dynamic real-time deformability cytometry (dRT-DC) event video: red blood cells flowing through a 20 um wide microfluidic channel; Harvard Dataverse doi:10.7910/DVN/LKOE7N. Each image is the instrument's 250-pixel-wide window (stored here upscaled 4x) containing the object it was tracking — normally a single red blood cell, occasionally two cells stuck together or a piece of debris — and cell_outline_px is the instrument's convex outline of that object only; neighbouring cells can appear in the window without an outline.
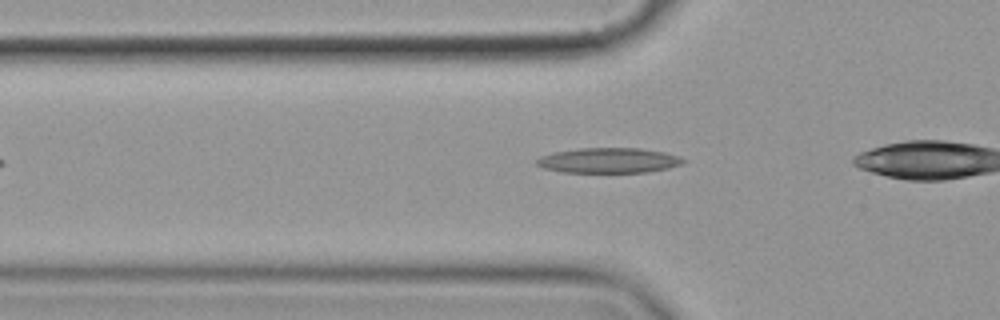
{"species": "common noctule bat (a hibernating species)", "species_latin": "Nyctalus noctula", "temperature_condition": "cold", "stored_images_in_passage": 30, "camera_frame_rate_fps": 3000, "um_per_image_px": 0.085, "animal": {"sex": "female", "body_mass_g": 19.9}, "frame": {"image": 1, "passage_image": 3, "time_ms": 0.667, "image_size_px": [1000, 320], "cell_outline_px": [[688, 160], [684, 164], [668, 168], [648, 172], [560, 172], [544, 168], [536, 164], [536, 160], [540, 156], [552, 152], [580, 148], [640, 148], [664, 152], [680, 156]], "centroid_in_image_um": [51.77, 13.63], "position_along_channel_um": 74.0, "area_um2": 21.68}}
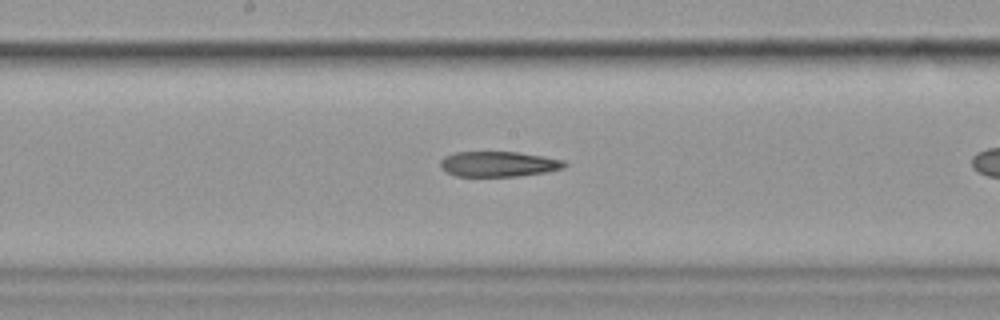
{"frame": {"image": 2, "passage_image": 14, "time_ms": 4.333, "image_size_px": [1000, 320], "cell_outline_px": [[568, 164], [564, 168], [548, 172], [516, 176], [456, 176], [444, 172], [440, 168], [440, 160], [444, 156], [456, 152], [520, 152], [544, 156], [564, 160]], "centroid_in_image_um": [42.37, 13.94], "position_along_channel_um": 205.8, "area_um2": 18.55}}
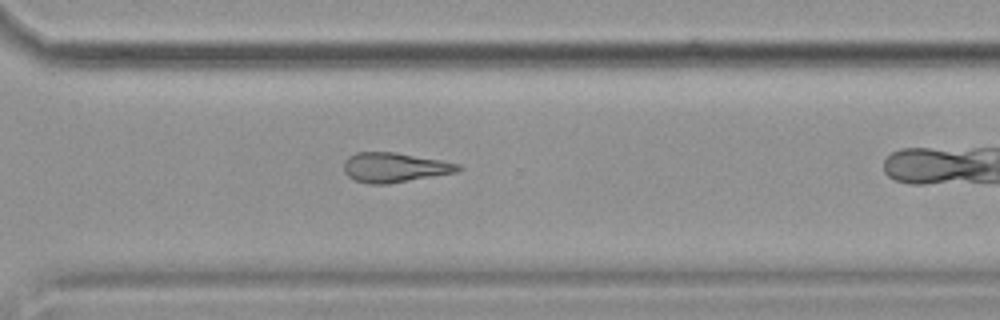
{"frame": {"image": 3, "passage_image": 25, "time_ms": 8.0, "image_size_px": [1000, 320], "cell_outline_px": [[464, 168], [456, 172], [388, 184], [368, 184], [352, 180], [344, 172], [344, 160], [348, 156], [356, 152], [392, 152], [440, 160], [460, 164]], "centroid_in_image_um": [33.49, 14.24], "position_along_channel_um": 337.1, "area_um2": 19.77}}